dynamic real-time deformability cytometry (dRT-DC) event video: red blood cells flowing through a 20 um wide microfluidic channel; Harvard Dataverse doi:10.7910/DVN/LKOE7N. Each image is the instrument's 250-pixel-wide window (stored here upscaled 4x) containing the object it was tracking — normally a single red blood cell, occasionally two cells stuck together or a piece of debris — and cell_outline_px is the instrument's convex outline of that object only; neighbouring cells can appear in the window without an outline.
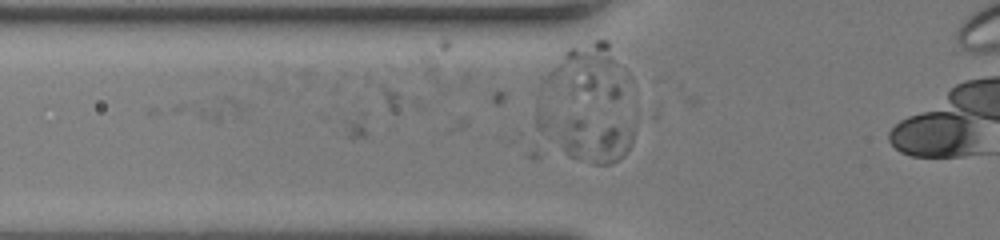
{"species": "human", "species_latin": "Homo sapiens", "temperature_condition": "room temperature", "stored_images_in_passage": 7, "camera_frame_rate_fps": 3000, "um_per_image_px": 0.085, "donor": {"sex": "female"}, "frame": {"image": 1, "passage_image": 2, "time_ms": 0.333, "image_size_px": [1000, 240], "cell_outline_px": [[632, 144], [624, 156], [620, 160], [608, 164], [592, 164], [568, 156], [528, 128], [536, 100], [632, 128]], "centroid_in_image_um": [49.38, 11.4], "position_along_channel_um": 76.4, "area_um2": 29.36}}